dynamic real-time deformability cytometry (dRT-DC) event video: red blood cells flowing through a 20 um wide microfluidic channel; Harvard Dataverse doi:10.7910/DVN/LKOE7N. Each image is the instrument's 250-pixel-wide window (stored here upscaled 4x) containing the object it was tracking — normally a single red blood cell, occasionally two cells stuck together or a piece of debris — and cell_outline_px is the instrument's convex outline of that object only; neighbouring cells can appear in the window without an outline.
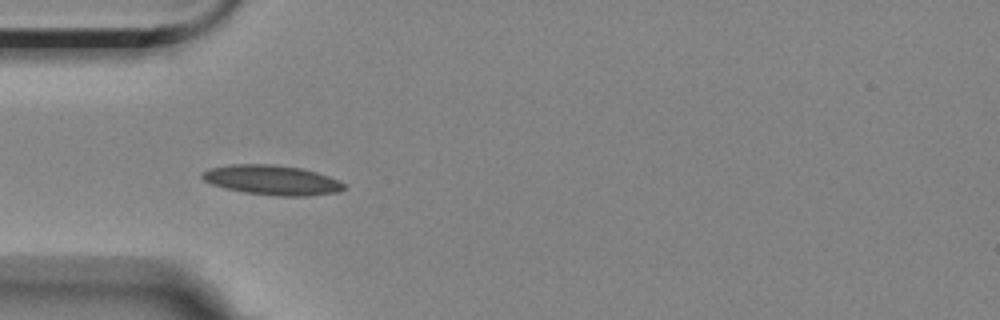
{"species": "Egyptian fruit bat (a non-hibernating species)", "species_latin": "Rousettus aegyptiacus", "temperature_condition": "room temperature", "stored_images_in_passage": 6, "camera_frame_rate_fps": 3000, "um_per_image_px": 0.085, "animal": {"sex": "female"}, "frame": {"image": 1, "passage_image": 3, "time_ms": 2.333, "image_size_px": [1000, 320], "cell_outline_px": [[344, 188], [336, 192], [308, 196], [276, 196], [244, 192], [224, 188], [212, 184], [204, 180], [200, 176], [208, 168], [232, 164], [276, 164], [300, 168], [316, 172], [340, 180], [344, 184]], "centroid_in_image_um": [23.1, 15.3], "position_along_channel_um": 61.9, "area_um2": 24.57}}
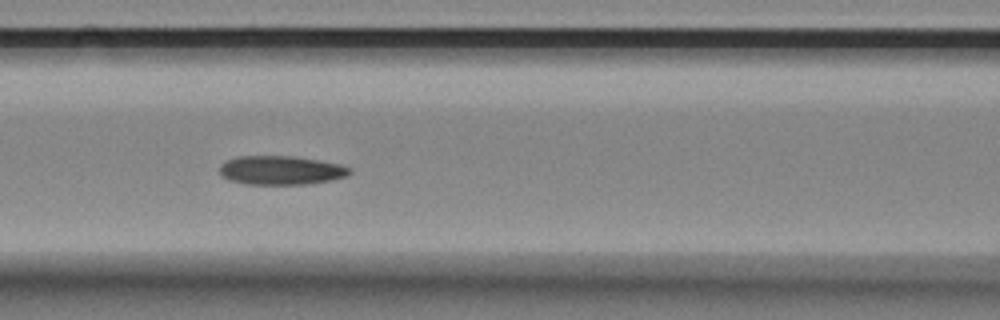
{"frame": {"image": 2, "passage_image": 5, "time_ms": 4.667, "image_size_px": [1000, 320], "cell_outline_px": [[352, 172], [348, 176], [332, 180], [308, 184], [244, 184], [228, 180], [220, 176], [220, 164], [236, 156], [292, 156], [340, 164], [352, 168]], "centroid_in_image_um": [23.88, 14.48], "position_along_channel_um": 142.7, "area_um2": 22.08}}
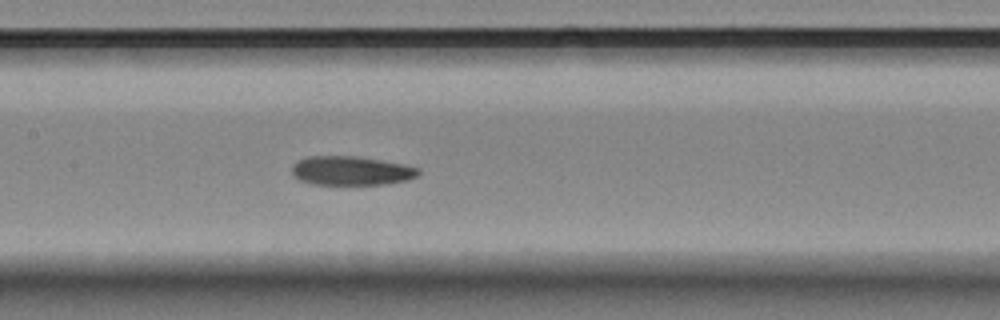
{"frame": {"image": 3, "passage_image": 6, "time_ms": 5.667, "image_size_px": [1000, 320], "cell_outline_px": [[420, 172], [416, 176], [404, 180], [384, 184], [312, 184], [300, 180], [292, 176], [292, 164], [308, 156], [356, 156], [404, 164], [420, 168]], "centroid_in_image_um": [29.82, 14.5], "position_along_channel_um": 177.6, "area_um2": 21.27}}